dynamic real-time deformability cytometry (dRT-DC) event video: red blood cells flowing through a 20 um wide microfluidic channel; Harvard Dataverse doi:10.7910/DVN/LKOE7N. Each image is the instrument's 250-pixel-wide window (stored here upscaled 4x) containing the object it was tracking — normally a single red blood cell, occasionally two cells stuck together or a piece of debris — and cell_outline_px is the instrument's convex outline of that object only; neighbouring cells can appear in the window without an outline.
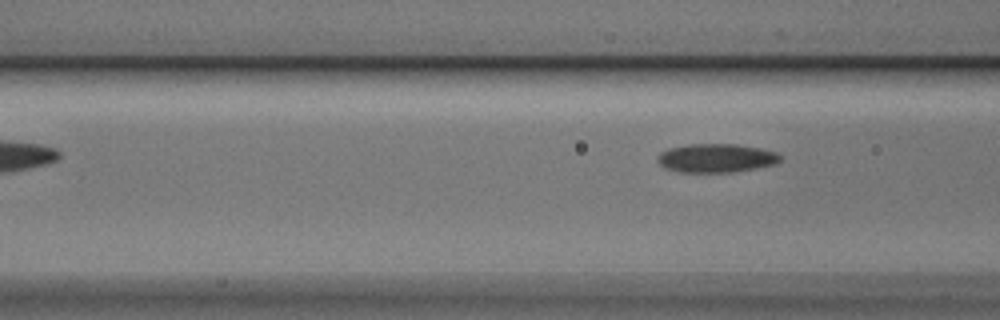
{"species": "Egyptian fruit bat (a non-hibernating species)", "species_latin": "Rousettus aegyptiacus", "temperature_condition": "cold", "stored_images_in_passage": 6, "camera_frame_rate_fps": 3000, "um_per_image_px": 0.085, "animal": {"sex": "male"}, "frame": {"image": 1, "passage_image": 6, "time_ms": 1.667, "image_size_px": [1000, 320], "cell_outline_px": [[780, 160], [772, 164], [756, 168], [732, 172], [680, 172], [664, 168], [656, 160], [660, 152], [668, 148], [688, 144], [736, 144], [760, 148], [776, 152], [780, 156]], "centroid_in_image_um": [60.82, 13.43], "position_along_channel_um": 105.8, "area_um2": 20.46}}